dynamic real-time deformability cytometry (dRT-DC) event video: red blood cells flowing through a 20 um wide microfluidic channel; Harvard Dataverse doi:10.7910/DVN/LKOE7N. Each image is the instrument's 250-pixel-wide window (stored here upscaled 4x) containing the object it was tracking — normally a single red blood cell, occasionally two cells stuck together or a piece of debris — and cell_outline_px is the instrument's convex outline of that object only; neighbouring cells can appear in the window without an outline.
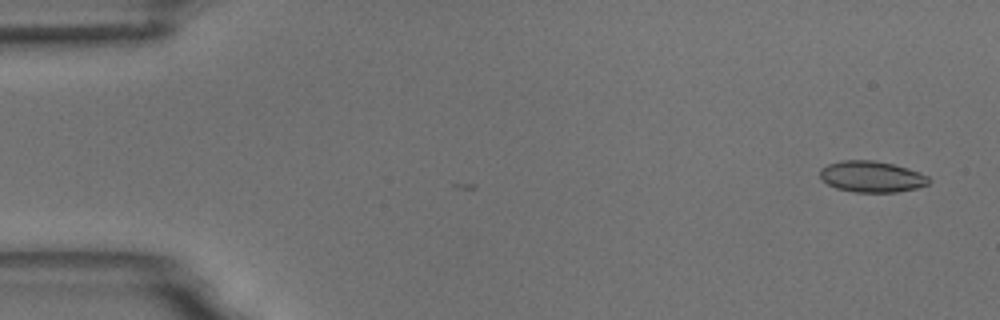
{"species": "common noctule bat (a hibernating species)", "species_latin": "Nyctalus noctula", "temperature_condition": "room temperature", "stored_images_in_passage": 4, "camera_frame_rate_fps": 3000, "um_per_image_px": 0.085, "animal": {"sex": "male", "body_mass_g": 18.8}, "frame": {"image": 1, "passage_image": 1, "time_ms": 0.0, "image_size_px": [1000, 320], "cell_outline_px": [[928, 184], [916, 188], [896, 192], [856, 192], [836, 188], [828, 184], [820, 176], [820, 168], [828, 164], [844, 160], [872, 160], [892, 164], [908, 168], [920, 172], [928, 176]], "centroid_in_image_um": [74.08, 15.01], "position_along_channel_um": 10.9, "area_um2": 19.59}}
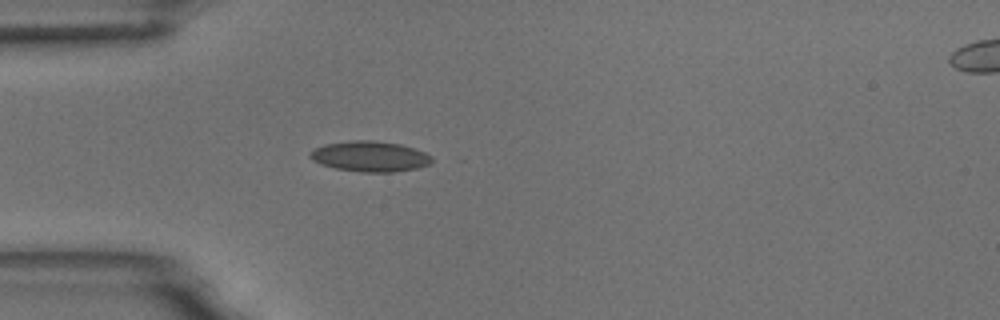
{"frame": {"image": 2, "passage_image": 4, "time_ms": 4.333, "image_size_px": [1000, 320], "cell_outline_px": [[432, 164], [416, 168], [392, 172], [360, 172], [336, 168], [320, 164], [312, 160], [308, 156], [316, 148], [324, 144], [352, 140], [372, 140], [400, 144], [424, 152], [432, 156]], "centroid_in_image_um": [31.45, 13.29], "position_along_channel_um": 53.6, "area_um2": 21.56}}